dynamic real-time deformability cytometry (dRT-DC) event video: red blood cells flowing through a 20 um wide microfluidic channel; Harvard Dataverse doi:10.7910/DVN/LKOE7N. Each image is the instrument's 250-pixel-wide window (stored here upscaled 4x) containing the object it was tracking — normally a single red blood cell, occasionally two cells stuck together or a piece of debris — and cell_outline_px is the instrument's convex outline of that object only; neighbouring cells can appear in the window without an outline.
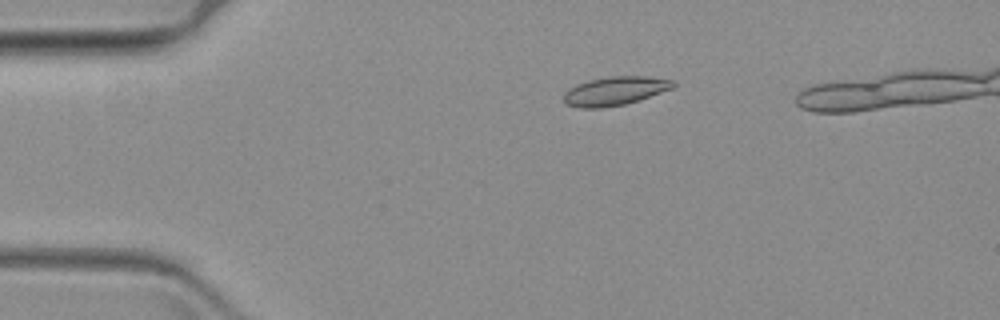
{"species": "common noctule bat (a hibernating species)", "species_latin": "Nyctalus noctula", "temperature_condition": "warm", "stored_images_in_passage": 45, "camera_frame_rate_fps": 3000, "um_per_image_px": 0.085, "animal": {"sex": "female", "body_mass_g": 19.3, "forearm_length_mm": 54.1}, "frame": {"image": 1, "passage_image": 2, "time_ms": 0.333, "image_size_px": [1000, 320], "cell_outline_px": [[676, 84], [672, 88], [624, 104], [600, 108], [580, 108], [564, 104], [564, 92], [568, 88], [576, 84], [588, 80], [608, 76], [648, 76], [672, 80]], "centroid_in_image_um": [52.2, 7.72], "position_along_channel_um": 32.8, "area_um2": 18.21}}
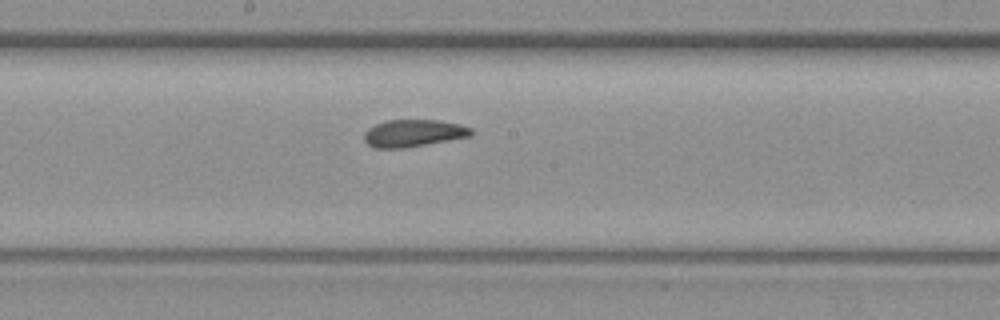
{"frame": {"image": 2, "passage_image": 23, "time_ms": 7.333, "image_size_px": [1000, 320], "cell_outline_px": [[472, 136], [404, 148], [372, 148], [364, 140], [364, 132], [368, 128], [384, 120], [440, 120], [460, 124], [472, 128]], "centroid_in_image_um": [35.13, 11.32], "position_along_channel_um": 213.1, "area_um2": 17.11}}
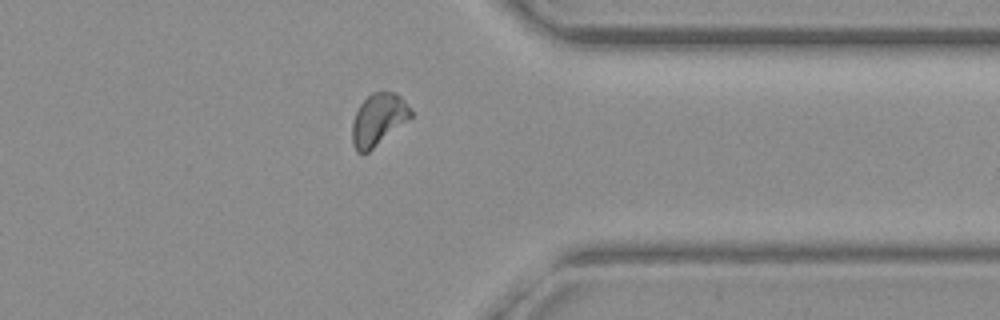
{"frame": {"image": 3, "passage_image": 39, "time_ms": 12.667, "image_size_px": [1000, 320], "cell_outline_px": [[412, 116], [408, 120], [368, 152], [356, 152], [352, 144], [352, 124], [356, 112], [360, 104], [372, 92], [396, 92], [404, 100], [412, 112]], "centroid_in_image_um": [32.14, 10.15], "position_along_channel_um": 379.3, "area_um2": 17.51}}